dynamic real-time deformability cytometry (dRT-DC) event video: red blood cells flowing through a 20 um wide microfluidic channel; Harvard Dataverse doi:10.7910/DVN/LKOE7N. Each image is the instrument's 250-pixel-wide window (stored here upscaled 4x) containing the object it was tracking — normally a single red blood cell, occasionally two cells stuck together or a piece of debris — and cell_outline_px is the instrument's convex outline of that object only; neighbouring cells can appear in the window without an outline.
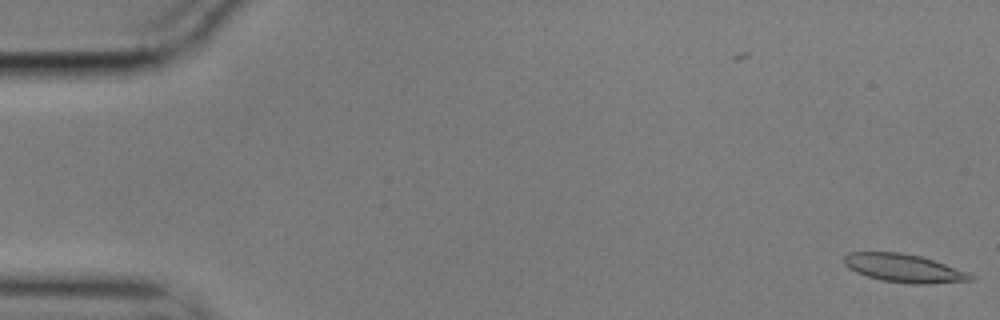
{"species": "common noctule bat (a hibernating species)", "species_latin": "Nyctalus noctula", "temperature_condition": "cold", "stored_images_in_passage": 57, "camera_frame_rate_fps": 3000, "um_per_image_px": 0.085, "animal": {"sex": "male", "body_mass_g": 17.9}, "frame": {"image": 1, "passage_image": 1, "time_ms": 0.0, "image_size_px": [1000, 320], "cell_outline_px": [[976, 276], [972, 280], [928, 284], [912, 284], [880, 280], [856, 272], [848, 268], [844, 264], [844, 256], [848, 252], [900, 252], [920, 256], [968, 272]], "centroid_in_image_um": [76.81, 22.8], "position_along_channel_um": 8.2, "area_um2": 20.75}}
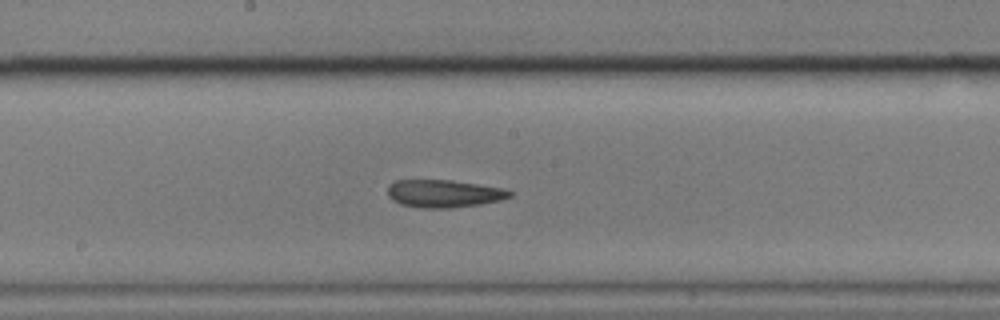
{"frame": {"image": 2, "passage_image": 30, "time_ms": 9.667, "image_size_px": [1000, 320], "cell_outline_px": [[512, 196], [500, 200], [480, 204], [452, 208], [424, 208], [400, 204], [392, 200], [388, 196], [388, 184], [396, 180], [452, 180], [504, 188], [512, 192]], "centroid_in_image_um": [37.72, 16.45], "position_along_channel_um": 210.5, "area_um2": 19.77}}
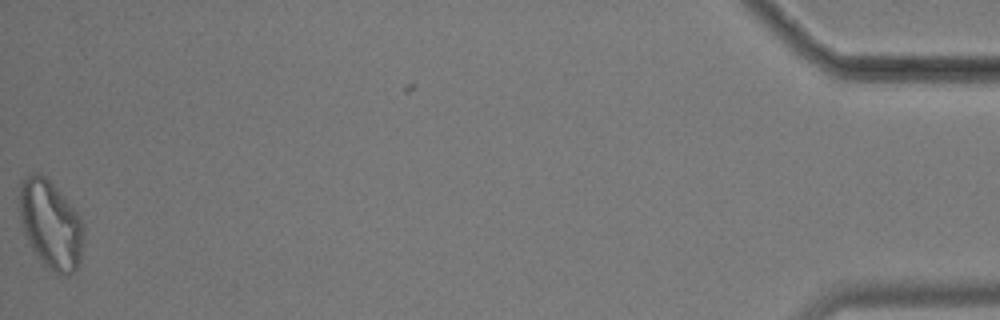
{"frame": {"image": 3, "passage_image": 57, "time_ms": 18.667, "image_size_px": [1000, 320], "cell_outline_px": [[84, 236], [80, 264], [68, 276], [56, 272], [44, 264], [32, 248], [24, 232], [20, 220], [20, 180], [24, 176], [32, 172], [40, 172], [56, 188], [76, 212], [84, 224]], "centroid_in_image_um": [4.31, 19.06], "position_along_channel_um": 430.9, "area_um2": 32.77}, "authors_computed_cell_mechanics": {"area_um2": 20.2878, "velocity_mm_per_s": 3.5152, "shape_relaxation_time_tau1_ms": null, "shape_relaxation_time_tau2_ms": 1.7762, "deformation_change_tau1": null, "deformation_change_tau2": 0.0834}}